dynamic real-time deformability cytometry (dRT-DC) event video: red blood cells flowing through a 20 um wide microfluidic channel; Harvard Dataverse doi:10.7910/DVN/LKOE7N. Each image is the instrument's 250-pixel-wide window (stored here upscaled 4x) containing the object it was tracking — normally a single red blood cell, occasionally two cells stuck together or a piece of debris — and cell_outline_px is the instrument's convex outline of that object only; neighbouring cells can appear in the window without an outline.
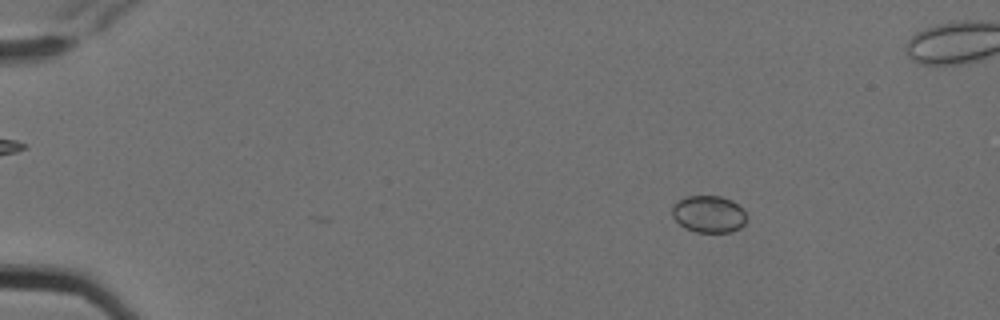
{"species": "Egyptian fruit bat (a non-hibernating species)", "species_latin": "Rousettus aegyptiacus", "temperature_condition": "cold", "stored_images_in_passage": 4, "camera_frame_rate_fps": 3000, "um_per_image_px": 0.085, "animal": {"sex": "female"}, "frame": {"image": 1, "passage_image": 1, "time_ms": 0.0, "image_size_px": [1000, 320], "cell_outline_px": [[748, 216], [744, 224], [740, 228], [732, 232], [696, 232], [680, 224], [672, 216], [672, 204], [688, 196], [720, 196], [732, 200], [744, 208]], "centroid_in_image_um": [60.29, 18.19], "position_along_channel_um": 24.7, "area_um2": 16.18}}